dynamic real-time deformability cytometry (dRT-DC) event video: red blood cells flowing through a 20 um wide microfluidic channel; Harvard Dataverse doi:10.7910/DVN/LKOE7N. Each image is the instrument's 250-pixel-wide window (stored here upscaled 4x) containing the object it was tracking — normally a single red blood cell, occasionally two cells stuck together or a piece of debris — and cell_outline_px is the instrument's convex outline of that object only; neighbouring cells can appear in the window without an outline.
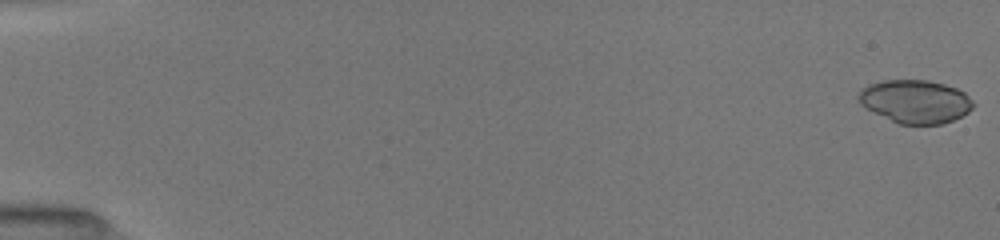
{"species": "common noctule bat (a hibernating species)", "species_latin": "Nyctalus noctula", "temperature_condition": "room temperature", "stored_images_in_passage": 52, "camera_frame_rate_fps": 3000, "um_per_image_px": 0.085, "animal": {"sex": "female", "body_mass_g": 19.5, "forearm_length_mm": 54.1}, "frame": {"image": 1, "passage_image": 1, "time_ms": 0.0, "image_size_px": [1000, 240], "cell_outline_px": [[976, 104], [968, 112], [952, 120], [940, 124], [900, 124], [872, 112], [860, 104], [856, 96], [868, 84], [884, 80], [928, 80], [944, 84], [956, 88], [964, 92]], "centroid_in_image_um": [77.79, 8.62], "position_along_channel_um": 7.2, "area_um2": 28.84}}
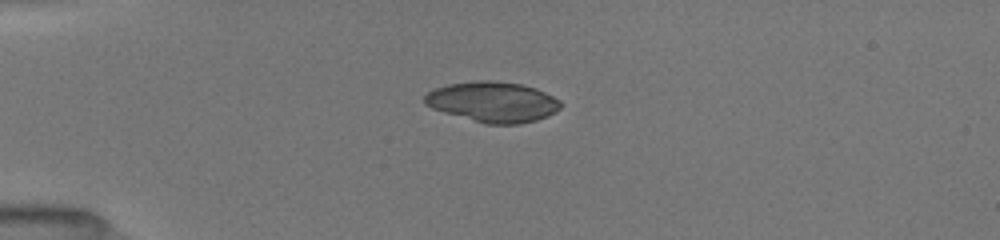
{"frame": {"image": 2, "passage_image": 14, "time_ms": 4.333, "image_size_px": [1000, 240], "cell_outline_px": [[564, 104], [556, 112], [548, 116], [536, 120], [520, 124], [484, 124], [444, 112], [432, 108], [424, 104], [424, 96], [428, 92], [436, 88], [448, 84], [480, 80], [492, 80], [520, 84], [536, 88], [560, 100]], "centroid_in_image_um": [41.91, 8.67], "position_along_channel_um": 43.1, "area_um2": 32.14}}
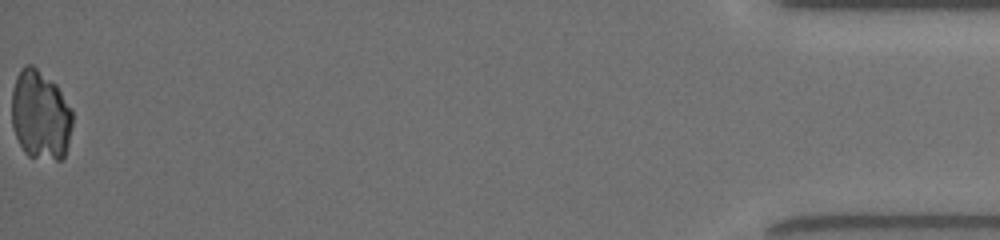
{"frame": {"image": 3, "passage_image": 52, "time_ms": 17.0, "image_size_px": [1000, 240], "cell_outline_px": [[72, 124], [68, 144], [64, 156], [60, 160], [56, 160], [28, 156], [24, 152], [16, 136], [12, 124], [12, 88], [16, 76], [20, 68], [24, 64], [32, 64], [56, 84], [72, 108]], "centroid_in_image_um": [3.43, 9.75], "position_along_channel_um": 431.8, "area_um2": 31.91}}